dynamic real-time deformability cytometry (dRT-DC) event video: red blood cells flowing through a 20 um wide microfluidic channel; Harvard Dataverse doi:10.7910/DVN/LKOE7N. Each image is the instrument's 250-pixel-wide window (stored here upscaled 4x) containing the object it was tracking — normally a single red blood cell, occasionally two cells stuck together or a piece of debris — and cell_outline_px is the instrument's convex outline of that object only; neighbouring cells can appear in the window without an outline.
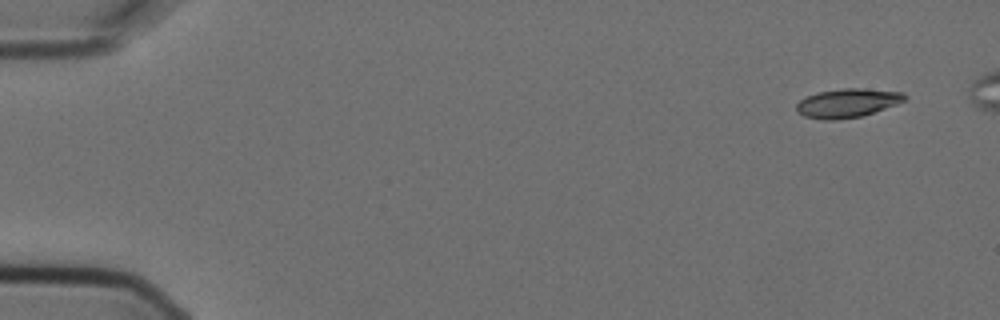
{"species": "Egyptian fruit bat (a non-hibernating species)", "species_latin": "Rousettus aegyptiacus", "temperature_condition": "cold", "stored_images_in_passage": 6, "camera_frame_rate_fps": 3000, "um_per_image_px": 0.085, "animal": {"sex": "female"}, "frame": {"image": 1, "passage_image": 1, "time_ms": 0.0, "image_size_px": [1000, 320], "cell_outline_px": [[908, 96], [904, 100], [896, 104], [860, 116], [836, 120], [820, 120], [804, 116], [796, 112], [796, 104], [800, 100], [816, 92], [840, 88], [864, 88], [904, 92]], "centroid_in_image_um": [71.99, 8.75], "position_along_channel_um": 13.0, "area_um2": 18.26}}
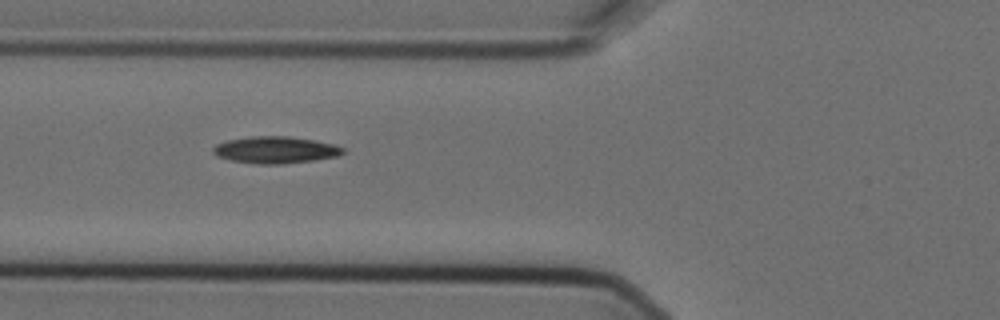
{"frame": {"image": 2, "passage_image": 6, "time_ms": 1.667, "image_size_px": [1000, 320], "cell_outline_px": [[344, 152], [340, 156], [316, 160], [280, 164], [260, 164], [232, 160], [216, 156], [212, 152], [212, 148], [216, 144], [228, 140], [252, 136], [288, 136], [312, 140], [332, 144], [344, 148]], "centroid_in_image_um": [23.41, 12.74], "position_along_channel_um": 102.4, "area_um2": 20.23}}